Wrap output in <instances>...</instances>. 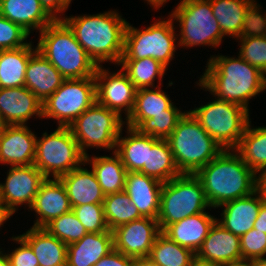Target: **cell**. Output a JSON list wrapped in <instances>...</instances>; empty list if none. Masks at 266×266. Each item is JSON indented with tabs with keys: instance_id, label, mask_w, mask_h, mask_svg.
Masks as SVG:
<instances>
[{
	"instance_id": "cell-1",
	"label": "cell",
	"mask_w": 266,
	"mask_h": 266,
	"mask_svg": "<svg viewBox=\"0 0 266 266\" xmlns=\"http://www.w3.org/2000/svg\"><path fill=\"white\" fill-rule=\"evenodd\" d=\"M237 57L212 55L196 84L216 99L238 104L249 111V100L266 90V75Z\"/></svg>"
},
{
	"instance_id": "cell-2",
	"label": "cell",
	"mask_w": 266,
	"mask_h": 266,
	"mask_svg": "<svg viewBox=\"0 0 266 266\" xmlns=\"http://www.w3.org/2000/svg\"><path fill=\"white\" fill-rule=\"evenodd\" d=\"M62 21L98 66L108 61L119 64L128 22L116 10L93 15L64 16Z\"/></svg>"
},
{
	"instance_id": "cell-3",
	"label": "cell",
	"mask_w": 266,
	"mask_h": 266,
	"mask_svg": "<svg viewBox=\"0 0 266 266\" xmlns=\"http://www.w3.org/2000/svg\"><path fill=\"white\" fill-rule=\"evenodd\" d=\"M201 181L211 208L252 194L256 191V173L234 149L222 150L195 174Z\"/></svg>"
},
{
	"instance_id": "cell-4",
	"label": "cell",
	"mask_w": 266,
	"mask_h": 266,
	"mask_svg": "<svg viewBox=\"0 0 266 266\" xmlns=\"http://www.w3.org/2000/svg\"><path fill=\"white\" fill-rule=\"evenodd\" d=\"M39 33L37 50L65 79L95 76L98 65L62 20H55Z\"/></svg>"
},
{
	"instance_id": "cell-5",
	"label": "cell",
	"mask_w": 266,
	"mask_h": 266,
	"mask_svg": "<svg viewBox=\"0 0 266 266\" xmlns=\"http://www.w3.org/2000/svg\"><path fill=\"white\" fill-rule=\"evenodd\" d=\"M167 141L181 174H196L223 150L189 111Z\"/></svg>"
},
{
	"instance_id": "cell-6",
	"label": "cell",
	"mask_w": 266,
	"mask_h": 266,
	"mask_svg": "<svg viewBox=\"0 0 266 266\" xmlns=\"http://www.w3.org/2000/svg\"><path fill=\"white\" fill-rule=\"evenodd\" d=\"M168 17L167 20L162 17L156 19V22L154 20V23L141 30L128 22L121 60L153 58L168 68L169 63L175 58L176 48L179 47L174 21Z\"/></svg>"
},
{
	"instance_id": "cell-7",
	"label": "cell",
	"mask_w": 266,
	"mask_h": 266,
	"mask_svg": "<svg viewBox=\"0 0 266 266\" xmlns=\"http://www.w3.org/2000/svg\"><path fill=\"white\" fill-rule=\"evenodd\" d=\"M207 208L211 210L200 179L195 174H180L163 183L157 217L160 230Z\"/></svg>"
},
{
	"instance_id": "cell-8",
	"label": "cell",
	"mask_w": 266,
	"mask_h": 266,
	"mask_svg": "<svg viewBox=\"0 0 266 266\" xmlns=\"http://www.w3.org/2000/svg\"><path fill=\"white\" fill-rule=\"evenodd\" d=\"M179 22L178 45L184 48L196 46L219 47L224 38L209 0H181L169 14Z\"/></svg>"
},
{
	"instance_id": "cell-9",
	"label": "cell",
	"mask_w": 266,
	"mask_h": 266,
	"mask_svg": "<svg viewBox=\"0 0 266 266\" xmlns=\"http://www.w3.org/2000/svg\"><path fill=\"white\" fill-rule=\"evenodd\" d=\"M33 165L45 178L59 179L72 169L85 166V155L70 128L58 126L54 132L37 137Z\"/></svg>"
},
{
	"instance_id": "cell-10",
	"label": "cell",
	"mask_w": 266,
	"mask_h": 266,
	"mask_svg": "<svg viewBox=\"0 0 266 266\" xmlns=\"http://www.w3.org/2000/svg\"><path fill=\"white\" fill-rule=\"evenodd\" d=\"M214 99L189 112L223 150L235 149L250 121V112L238 104Z\"/></svg>"
},
{
	"instance_id": "cell-11",
	"label": "cell",
	"mask_w": 266,
	"mask_h": 266,
	"mask_svg": "<svg viewBox=\"0 0 266 266\" xmlns=\"http://www.w3.org/2000/svg\"><path fill=\"white\" fill-rule=\"evenodd\" d=\"M124 124L125 121L116 112L95 102L69 128L81 152L86 156L89 147L115 151Z\"/></svg>"
},
{
	"instance_id": "cell-12",
	"label": "cell",
	"mask_w": 266,
	"mask_h": 266,
	"mask_svg": "<svg viewBox=\"0 0 266 266\" xmlns=\"http://www.w3.org/2000/svg\"><path fill=\"white\" fill-rule=\"evenodd\" d=\"M96 102L94 77L65 79L42 105V118L57 120L58 126L69 127L85 110Z\"/></svg>"
},
{
	"instance_id": "cell-13",
	"label": "cell",
	"mask_w": 266,
	"mask_h": 266,
	"mask_svg": "<svg viewBox=\"0 0 266 266\" xmlns=\"http://www.w3.org/2000/svg\"><path fill=\"white\" fill-rule=\"evenodd\" d=\"M96 102L116 112L126 120L132 112L137 89L122 70L109 72L99 65L94 76Z\"/></svg>"
},
{
	"instance_id": "cell-14",
	"label": "cell",
	"mask_w": 266,
	"mask_h": 266,
	"mask_svg": "<svg viewBox=\"0 0 266 266\" xmlns=\"http://www.w3.org/2000/svg\"><path fill=\"white\" fill-rule=\"evenodd\" d=\"M7 172L5 183H0V201L13 214L24 204L30 209L46 178L33 164L10 166Z\"/></svg>"
},
{
	"instance_id": "cell-15",
	"label": "cell",
	"mask_w": 266,
	"mask_h": 266,
	"mask_svg": "<svg viewBox=\"0 0 266 266\" xmlns=\"http://www.w3.org/2000/svg\"><path fill=\"white\" fill-rule=\"evenodd\" d=\"M114 249L132 258L148 257L161 233L157 219L142 217L112 230Z\"/></svg>"
},
{
	"instance_id": "cell-16",
	"label": "cell",
	"mask_w": 266,
	"mask_h": 266,
	"mask_svg": "<svg viewBox=\"0 0 266 266\" xmlns=\"http://www.w3.org/2000/svg\"><path fill=\"white\" fill-rule=\"evenodd\" d=\"M223 36L238 39L257 24L256 0H209Z\"/></svg>"
},
{
	"instance_id": "cell-17",
	"label": "cell",
	"mask_w": 266,
	"mask_h": 266,
	"mask_svg": "<svg viewBox=\"0 0 266 266\" xmlns=\"http://www.w3.org/2000/svg\"><path fill=\"white\" fill-rule=\"evenodd\" d=\"M27 125H4L0 134V163L29 166L34 163L37 135Z\"/></svg>"
},
{
	"instance_id": "cell-18",
	"label": "cell",
	"mask_w": 266,
	"mask_h": 266,
	"mask_svg": "<svg viewBox=\"0 0 266 266\" xmlns=\"http://www.w3.org/2000/svg\"><path fill=\"white\" fill-rule=\"evenodd\" d=\"M42 105L25 86L0 88V119L4 125H26L31 117L42 118Z\"/></svg>"
},
{
	"instance_id": "cell-19",
	"label": "cell",
	"mask_w": 266,
	"mask_h": 266,
	"mask_svg": "<svg viewBox=\"0 0 266 266\" xmlns=\"http://www.w3.org/2000/svg\"><path fill=\"white\" fill-rule=\"evenodd\" d=\"M36 213L32 227L44 228L53 219L72 210L67 191L60 179L46 178L30 208Z\"/></svg>"
},
{
	"instance_id": "cell-20",
	"label": "cell",
	"mask_w": 266,
	"mask_h": 266,
	"mask_svg": "<svg viewBox=\"0 0 266 266\" xmlns=\"http://www.w3.org/2000/svg\"><path fill=\"white\" fill-rule=\"evenodd\" d=\"M195 258L203 262L218 264L241 261L240 237L215 221L196 252Z\"/></svg>"
},
{
	"instance_id": "cell-21",
	"label": "cell",
	"mask_w": 266,
	"mask_h": 266,
	"mask_svg": "<svg viewBox=\"0 0 266 266\" xmlns=\"http://www.w3.org/2000/svg\"><path fill=\"white\" fill-rule=\"evenodd\" d=\"M163 183L140 172H127L124 191L143 217L157 219Z\"/></svg>"
},
{
	"instance_id": "cell-22",
	"label": "cell",
	"mask_w": 266,
	"mask_h": 266,
	"mask_svg": "<svg viewBox=\"0 0 266 266\" xmlns=\"http://www.w3.org/2000/svg\"><path fill=\"white\" fill-rule=\"evenodd\" d=\"M264 201L257 191L252 194L237 198L220 206L221 220L217 222L234 235L241 237L254 227V222L259 214V209Z\"/></svg>"
},
{
	"instance_id": "cell-23",
	"label": "cell",
	"mask_w": 266,
	"mask_h": 266,
	"mask_svg": "<svg viewBox=\"0 0 266 266\" xmlns=\"http://www.w3.org/2000/svg\"><path fill=\"white\" fill-rule=\"evenodd\" d=\"M216 220L205 211L168 225L162 233L196 254Z\"/></svg>"
},
{
	"instance_id": "cell-24",
	"label": "cell",
	"mask_w": 266,
	"mask_h": 266,
	"mask_svg": "<svg viewBox=\"0 0 266 266\" xmlns=\"http://www.w3.org/2000/svg\"><path fill=\"white\" fill-rule=\"evenodd\" d=\"M65 78L38 50L29 58L25 87L43 103L62 84Z\"/></svg>"
},
{
	"instance_id": "cell-25",
	"label": "cell",
	"mask_w": 266,
	"mask_h": 266,
	"mask_svg": "<svg viewBox=\"0 0 266 266\" xmlns=\"http://www.w3.org/2000/svg\"><path fill=\"white\" fill-rule=\"evenodd\" d=\"M112 250V231L87 233L79 241L67 245L66 266H94Z\"/></svg>"
},
{
	"instance_id": "cell-26",
	"label": "cell",
	"mask_w": 266,
	"mask_h": 266,
	"mask_svg": "<svg viewBox=\"0 0 266 266\" xmlns=\"http://www.w3.org/2000/svg\"><path fill=\"white\" fill-rule=\"evenodd\" d=\"M66 188L72 207L85 204H103V193L94 172L78 167L59 178Z\"/></svg>"
},
{
	"instance_id": "cell-27",
	"label": "cell",
	"mask_w": 266,
	"mask_h": 266,
	"mask_svg": "<svg viewBox=\"0 0 266 266\" xmlns=\"http://www.w3.org/2000/svg\"><path fill=\"white\" fill-rule=\"evenodd\" d=\"M0 14L29 34L34 30L41 32L55 21L39 0H0Z\"/></svg>"
},
{
	"instance_id": "cell-28",
	"label": "cell",
	"mask_w": 266,
	"mask_h": 266,
	"mask_svg": "<svg viewBox=\"0 0 266 266\" xmlns=\"http://www.w3.org/2000/svg\"><path fill=\"white\" fill-rule=\"evenodd\" d=\"M127 136L122 137V130L116 142L115 152L120 156L127 172H140L147 166L148 148L159 140L137 129L126 126Z\"/></svg>"
},
{
	"instance_id": "cell-29",
	"label": "cell",
	"mask_w": 266,
	"mask_h": 266,
	"mask_svg": "<svg viewBox=\"0 0 266 266\" xmlns=\"http://www.w3.org/2000/svg\"><path fill=\"white\" fill-rule=\"evenodd\" d=\"M20 236L31 246L39 266H66L67 245L46 229L31 227Z\"/></svg>"
},
{
	"instance_id": "cell-30",
	"label": "cell",
	"mask_w": 266,
	"mask_h": 266,
	"mask_svg": "<svg viewBox=\"0 0 266 266\" xmlns=\"http://www.w3.org/2000/svg\"><path fill=\"white\" fill-rule=\"evenodd\" d=\"M112 156H85V164L91 166L105 195L124 191L127 170L120 156L112 151Z\"/></svg>"
},
{
	"instance_id": "cell-31",
	"label": "cell",
	"mask_w": 266,
	"mask_h": 266,
	"mask_svg": "<svg viewBox=\"0 0 266 266\" xmlns=\"http://www.w3.org/2000/svg\"><path fill=\"white\" fill-rule=\"evenodd\" d=\"M173 103L159 86L154 89H139L136 92L132 112L125 120V124L136 129L145 119L159 114H167V109H170L174 105Z\"/></svg>"
},
{
	"instance_id": "cell-32",
	"label": "cell",
	"mask_w": 266,
	"mask_h": 266,
	"mask_svg": "<svg viewBox=\"0 0 266 266\" xmlns=\"http://www.w3.org/2000/svg\"><path fill=\"white\" fill-rule=\"evenodd\" d=\"M36 50L31 41L17 49L0 50V88L25 86L29 58Z\"/></svg>"
},
{
	"instance_id": "cell-33",
	"label": "cell",
	"mask_w": 266,
	"mask_h": 266,
	"mask_svg": "<svg viewBox=\"0 0 266 266\" xmlns=\"http://www.w3.org/2000/svg\"><path fill=\"white\" fill-rule=\"evenodd\" d=\"M256 174L266 169V127H251V121L234 149Z\"/></svg>"
},
{
	"instance_id": "cell-34",
	"label": "cell",
	"mask_w": 266,
	"mask_h": 266,
	"mask_svg": "<svg viewBox=\"0 0 266 266\" xmlns=\"http://www.w3.org/2000/svg\"><path fill=\"white\" fill-rule=\"evenodd\" d=\"M140 173L165 183L181 173L175 163L167 139H159L152 148H148L147 166Z\"/></svg>"
},
{
	"instance_id": "cell-35",
	"label": "cell",
	"mask_w": 266,
	"mask_h": 266,
	"mask_svg": "<svg viewBox=\"0 0 266 266\" xmlns=\"http://www.w3.org/2000/svg\"><path fill=\"white\" fill-rule=\"evenodd\" d=\"M119 65L137 90L161 86L165 71L168 70L165 65L153 58L120 60ZM156 79L159 80V84L155 86Z\"/></svg>"
},
{
	"instance_id": "cell-36",
	"label": "cell",
	"mask_w": 266,
	"mask_h": 266,
	"mask_svg": "<svg viewBox=\"0 0 266 266\" xmlns=\"http://www.w3.org/2000/svg\"><path fill=\"white\" fill-rule=\"evenodd\" d=\"M103 208L105 220L110 231L143 217L137 207L132 204L125 191L105 195Z\"/></svg>"
},
{
	"instance_id": "cell-37",
	"label": "cell",
	"mask_w": 266,
	"mask_h": 266,
	"mask_svg": "<svg viewBox=\"0 0 266 266\" xmlns=\"http://www.w3.org/2000/svg\"><path fill=\"white\" fill-rule=\"evenodd\" d=\"M148 257L160 266H191L195 253L170 240L161 232Z\"/></svg>"
},
{
	"instance_id": "cell-38",
	"label": "cell",
	"mask_w": 266,
	"mask_h": 266,
	"mask_svg": "<svg viewBox=\"0 0 266 266\" xmlns=\"http://www.w3.org/2000/svg\"><path fill=\"white\" fill-rule=\"evenodd\" d=\"M240 40L239 56L266 75V33L256 24Z\"/></svg>"
},
{
	"instance_id": "cell-39",
	"label": "cell",
	"mask_w": 266,
	"mask_h": 266,
	"mask_svg": "<svg viewBox=\"0 0 266 266\" xmlns=\"http://www.w3.org/2000/svg\"><path fill=\"white\" fill-rule=\"evenodd\" d=\"M185 113L186 111L181 112L177 106L173 105L167 109V114H159L145 119L136 129L140 133L151 135L154 138L167 139Z\"/></svg>"
},
{
	"instance_id": "cell-40",
	"label": "cell",
	"mask_w": 266,
	"mask_h": 266,
	"mask_svg": "<svg viewBox=\"0 0 266 266\" xmlns=\"http://www.w3.org/2000/svg\"><path fill=\"white\" fill-rule=\"evenodd\" d=\"M44 229L66 245L79 241L88 233L72 210L53 219Z\"/></svg>"
},
{
	"instance_id": "cell-41",
	"label": "cell",
	"mask_w": 266,
	"mask_h": 266,
	"mask_svg": "<svg viewBox=\"0 0 266 266\" xmlns=\"http://www.w3.org/2000/svg\"><path fill=\"white\" fill-rule=\"evenodd\" d=\"M72 211L88 233L109 230L104 216L103 204H85L72 207Z\"/></svg>"
},
{
	"instance_id": "cell-42",
	"label": "cell",
	"mask_w": 266,
	"mask_h": 266,
	"mask_svg": "<svg viewBox=\"0 0 266 266\" xmlns=\"http://www.w3.org/2000/svg\"><path fill=\"white\" fill-rule=\"evenodd\" d=\"M29 33L20 25L0 14V50L17 49L27 46Z\"/></svg>"
},
{
	"instance_id": "cell-43",
	"label": "cell",
	"mask_w": 266,
	"mask_h": 266,
	"mask_svg": "<svg viewBox=\"0 0 266 266\" xmlns=\"http://www.w3.org/2000/svg\"><path fill=\"white\" fill-rule=\"evenodd\" d=\"M242 260L266 258V233L252 228L240 237Z\"/></svg>"
},
{
	"instance_id": "cell-44",
	"label": "cell",
	"mask_w": 266,
	"mask_h": 266,
	"mask_svg": "<svg viewBox=\"0 0 266 266\" xmlns=\"http://www.w3.org/2000/svg\"><path fill=\"white\" fill-rule=\"evenodd\" d=\"M10 240L20 245L15 250H12L11 253L7 252L10 266H39L31 246L20 235L12 236Z\"/></svg>"
},
{
	"instance_id": "cell-45",
	"label": "cell",
	"mask_w": 266,
	"mask_h": 266,
	"mask_svg": "<svg viewBox=\"0 0 266 266\" xmlns=\"http://www.w3.org/2000/svg\"><path fill=\"white\" fill-rule=\"evenodd\" d=\"M94 266H135L134 258L125 256L123 253L112 250L102 257Z\"/></svg>"
},
{
	"instance_id": "cell-46",
	"label": "cell",
	"mask_w": 266,
	"mask_h": 266,
	"mask_svg": "<svg viewBox=\"0 0 266 266\" xmlns=\"http://www.w3.org/2000/svg\"><path fill=\"white\" fill-rule=\"evenodd\" d=\"M45 11L54 19L62 20L64 13L70 6L65 0H39ZM61 13V14H60Z\"/></svg>"
},
{
	"instance_id": "cell-47",
	"label": "cell",
	"mask_w": 266,
	"mask_h": 266,
	"mask_svg": "<svg viewBox=\"0 0 266 266\" xmlns=\"http://www.w3.org/2000/svg\"><path fill=\"white\" fill-rule=\"evenodd\" d=\"M256 175V191L261 196L262 200L266 202V169L258 172Z\"/></svg>"
},
{
	"instance_id": "cell-48",
	"label": "cell",
	"mask_w": 266,
	"mask_h": 266,
	"mask_svg": "<svg viewBox=\"0 0 266 266\" xmlns=\"http://www.w3.org/2000/svg\"><path fill=\"white\" fill-rule=\"evenodd\" d=\"M254 229L266 233V202H263L259 209V214L254 222Z\"/></svg>"
},
{
	"instance_id": "cell-49",
	"label": "cell",
	"mask_w": 266,
	"mask_h": 266,
	"mask_svg": "<svg viewBox=\"0 0 266 266\" xmlns=\"http://www.w3.org/2000/svg\"><path fill=\"white\" fill-rule=\"evenodd\" d=\"M11 216L13 213L0 201V228Z\"/></svg>"
},
{
	"instance_id": "cell-50",
	"label": "cell",
	"mask_w": 266,
	"mask_h": 266,
	"mask_svg": "<svg viewBox=\"0 0 266 266\" xmlns=\"http://www.w3.org/2000/svg\"><path fill=\"white\" fill-rule=\"evenodd\" d=\"M135 266H160L156 262H154L150 257H140L134 258Z\"/></svg>"
},
{
	"instance_id": "cell-51",
	"label": "cell",
	"mask_w": 266,
	"mask_h": 266,
	"mask_svg": "<svg viewBox=\"0 0 266 266\" xmlns=\"http://www.w3.org/2000/svg\"><path fill=\"white\" fill-rule=\"evenodd\" d=\"M261 7H258L257 11V24L260 26V28L266 33V11L264 12L265 14H262L263 12ZM264 15V16H263Z\"/></svg>"
},
{
	"instance_id": "cell-52",
	"label": "cell",
	"mask_w": 266,
	"mask_h": 266,
	"mask_svg": "<svg viewBox=\"0 0 266 266\" xmlns=\"http://www.w3.org/2000/svg\"><path fill=\"white\" fill-rule=\"evenodd\" d=\"M149 4L151 7H153L155 10L160 7H164V4L167 3L169 0H144Z\"/></svg>"
},
{
	"instance_id": "cell-53",
	"label": "cell",
	"mask_w": 266,
	"mask_h": 266,
	"mask_svg": "<svg viewBox=\"0 0 266 266\" xmlns=\"http://www.w3.org/2000/svg\"><path fill=\"white\" fill-rule=\"evenodd\" d=\"M5 251L0 248V266H10L9 258Z\"/></svg>"
},
{
	"instance_id": "cell-54",
	"label": "cell",
	"mask_w": 266,
	"mask_h": 266,
	"mask_svg": "<svg viewBox=\"0 0 266 266\" xmlns=\"http://www.w3.org/2000/svg\"><path fill=\"white\" fill-rule=\"evenodd\" d=\"M191 266H224V264L203 262L195 258Z\"/></svg>"
},
{
	"instance_id": "cell-55",
	"label": "cell",
	"mask_w": 266,
	"mask_h": 266,
	"mask_svg": "<svg viewBox=\"0 0 266 266\" xmlns=\"http://www.w3.org/2000/svg\"><path fill=\"white\" fill-rule=\"evenodd\" d=\"M224 266H253V261L241 260L238 262L224 264Z\"/></svg>"
},
{
	"instance_id": "cell-56",
	"label": "cell",
	"mask_w": 266,
	"mask_h": 266,
	"mask_svg": "<svg viewBox=\"0 0 266 266\" xmlns=\"http://www.w3.org/2000/svg\"><path fill=\"white\" fill-rule=\"evenodd\" d=\"M253 266H266V258L254 260Z\"/></svg>"
},
{
	"instance_id": "cell-57",
	"label": "cell",
	"mask_w": 266,
	"mask_h": 266,
	"mask_svg": "<svg viewBox=\"0 0 266 266\" xmlns=\"http://www.w3.org/2000/svg\"><path fill=\"white\" fill-rule=\"evenodd\" d=\"M3 126H4V124L2 123V121L0 119V134H1V131H2Z\"/></svg>"
},
{
	"instance_id": "cell-58",
	"label": "cell",
	"mask_w": 266,
	"mask_h": 266,
	"mask_svg": "<svg viewBox=\"0 0 266 266\" xmlns=\"http://www.w3.org/2000/svg\"><path fill=\"white\" fill-rule=\"evenodd\" d=\"M65 1L70 5L72 0H65Z\"/></svg>"
}]
</instances>
